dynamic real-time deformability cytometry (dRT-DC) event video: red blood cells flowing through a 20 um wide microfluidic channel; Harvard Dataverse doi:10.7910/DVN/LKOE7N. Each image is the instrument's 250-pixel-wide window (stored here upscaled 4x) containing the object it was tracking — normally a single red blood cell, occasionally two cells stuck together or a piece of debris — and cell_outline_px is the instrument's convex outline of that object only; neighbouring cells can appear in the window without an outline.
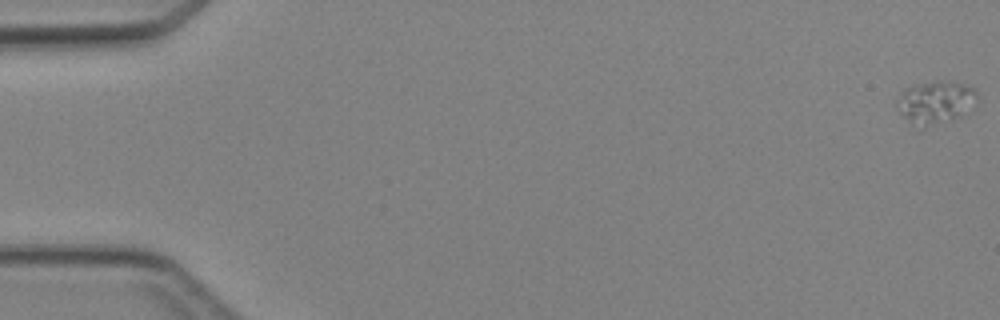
{"species": "Egyptian fruit bat (a non-hibernating species)", "species_latin": "Rousettus aegyptiacus", "temperature_condition": "cold", "stored_images_in_passage": 4, "segment_of_instrument_passage": [2, 2], "camera_frame_rate_fps": 3000, "um_per_image_px": 0.085, "animal": {"sex": "female"}, "frame": {"image": 1, "passage_image": 4, "time_ms": 3.667, "image_size_px": [1000, 320], "cell_outline_px": [[976, 96], [960, 116], [920, 132], [912, 128], [900, 112], [896, 104], [896, 100], [900, 92], [904, 88], [936, 80], [948, 80], [964, 84], [976, 88]], "centroid_in_image_um": [79.4, 8.74], "position_along_channel_um": 5.6, "area_um2": 20.46}}